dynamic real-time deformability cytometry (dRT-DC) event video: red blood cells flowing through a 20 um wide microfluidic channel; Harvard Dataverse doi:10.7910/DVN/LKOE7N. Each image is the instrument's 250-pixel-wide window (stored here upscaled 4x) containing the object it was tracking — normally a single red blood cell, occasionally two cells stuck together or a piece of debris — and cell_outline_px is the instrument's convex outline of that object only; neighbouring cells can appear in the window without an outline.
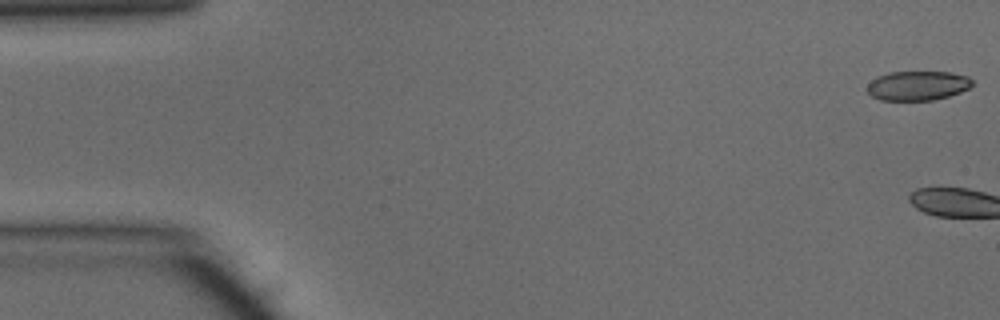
{"species": "common noctule bat (a hibernating species)", "species_latin": "Nyctalus noctula", "temperature_condition": "warm", "stored_images_in_passage": 3, "camera_frame_rate_fps": 3000, "um_per_image_px": 0.085, "animal": {"sex": "male", "body_mass_g": 15.6}, "frame": {"image": 1, "passage_image": 1, "time_ms": 0.0, "image_size_px": [1000, 320], "cell_outline_px": [[972, 84], [968, 88], [960, 92], [948, 96], [932, 100], [880, 100], [872, 96], [864, 88], [876, 76], [888, 72], [948, 72], [968, 76], [972, 80]], "centroid_in_image_um": [77.95, 7.27], "position_along_channel_um": 7.0, "area_um2": 18.03}}